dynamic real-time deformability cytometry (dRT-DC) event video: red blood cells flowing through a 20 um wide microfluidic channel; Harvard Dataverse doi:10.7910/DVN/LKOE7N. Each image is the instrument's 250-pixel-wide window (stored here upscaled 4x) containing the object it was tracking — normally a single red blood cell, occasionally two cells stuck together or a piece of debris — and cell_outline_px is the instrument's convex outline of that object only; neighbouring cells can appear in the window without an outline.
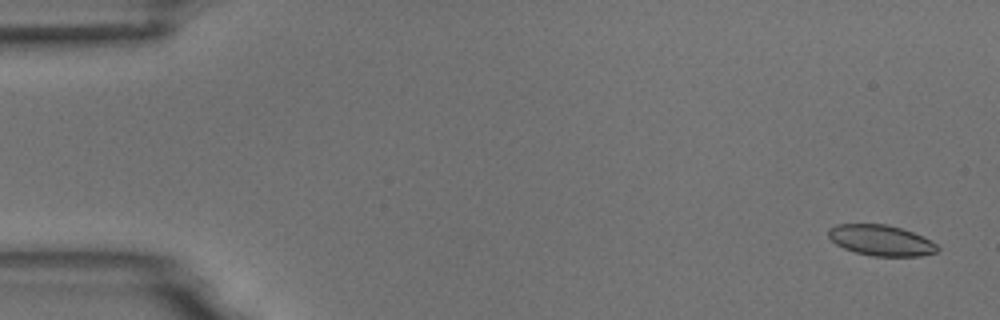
{"species": "common noctule bat (a hibernating species)", "species_latin": "Nyctalus noctula", "temperature_condition": "room temperature", "stored_images_in_passage": 6, "camera_frame_rate_fps": 3000, "um_per_image_px": 0.085, "animal": {"sex": "male", "body_mass_g": 18.8}, "frame": {"image": 1, "passage_image": 1, "time_ms": 0.0, "image_size_px": [1000, 320], "cell_outline_px": [[940, 248], [936, 252], [920, 256], [872, 256], [856, 252], [844, 248], [836, 244], [828, 236], [828, 228], [836, 224], [888, 224], [924, 236], [936, 244]], "centroid_in_image_um": [74.88, 20.42], "position_along_channel_um": 10.1, "area_um2": 19.54}}